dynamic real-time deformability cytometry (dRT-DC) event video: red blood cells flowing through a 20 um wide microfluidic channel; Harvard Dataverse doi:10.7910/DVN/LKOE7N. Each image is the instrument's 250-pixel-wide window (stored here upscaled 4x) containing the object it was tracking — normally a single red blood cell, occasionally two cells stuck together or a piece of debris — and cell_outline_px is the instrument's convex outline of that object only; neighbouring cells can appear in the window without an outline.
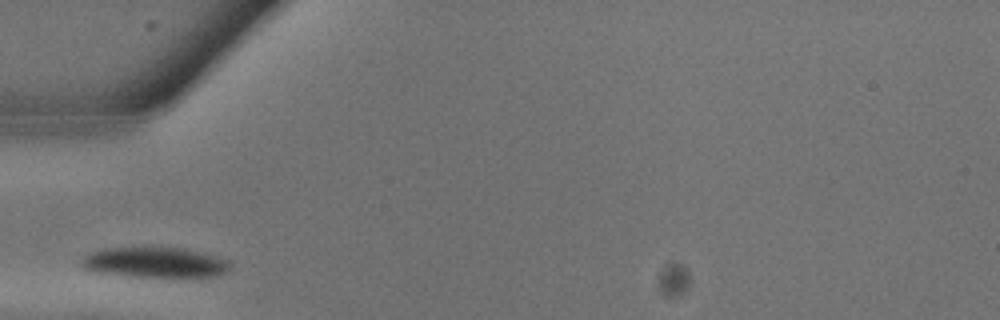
{"species": "common noctule bat (a hibernating species)", "species_latin": "Nyctalus noctula", "temperature_condition": "warm", "stored_images_in_passage": 2, "camera_frame_rate_fps": 3000, "um_per_image_px": 0.085, "animal": {"sex": "male", "body_mass_g": 13.3}, "frame": {"image": 1, "passage_image": 1, "time_ms": 0.0, "image_size_px": [1000, 320], "cell_outline_px": [[232, 268], [216, 276], [132, 276], [100, 272], [84, 268], [80, 264], [80, 260], [84, 256], [100, 248], [184, 248], [216, 256], [228, 260]], "centroid_in_image_um": [13.16, 22.29], "position_along_channel_um": 71.8, "area_um2": 25.84}}